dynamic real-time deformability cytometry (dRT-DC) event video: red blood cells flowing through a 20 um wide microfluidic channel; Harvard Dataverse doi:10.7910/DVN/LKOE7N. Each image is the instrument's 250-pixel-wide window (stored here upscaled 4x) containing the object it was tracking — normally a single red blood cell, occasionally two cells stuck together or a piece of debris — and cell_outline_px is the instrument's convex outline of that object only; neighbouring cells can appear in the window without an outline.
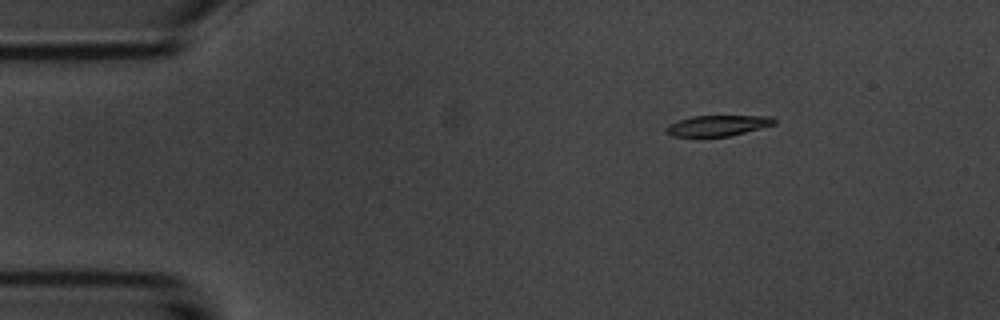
{"species": "common noctule bat (a hibernating species)", "species_latin": "Nyctalus noctula", "temperature_condition": "room temperature", "stored_images_in_passage": 4, "camera_frame_rate_fps": 3000, "um_per_image_px": 0.085, "animal": {"sex": "male", "body_mass_g": 20.1, "forearm_length_mm": 53.5}, "frame": {"image": 1, "passage_image": 1, "time_ms": 0.0, "image_size_px": [1000, 320], "cell_outline_px": [[776, 124], [728, 136], [672, 136], [664, 128], [668, 124], [692, 116], [772, 116], [776, 120]], "centroid_in_image_um": [61.02, 10.66], "position_along_channel_um": 24.0, "area_um2": 12.83}}
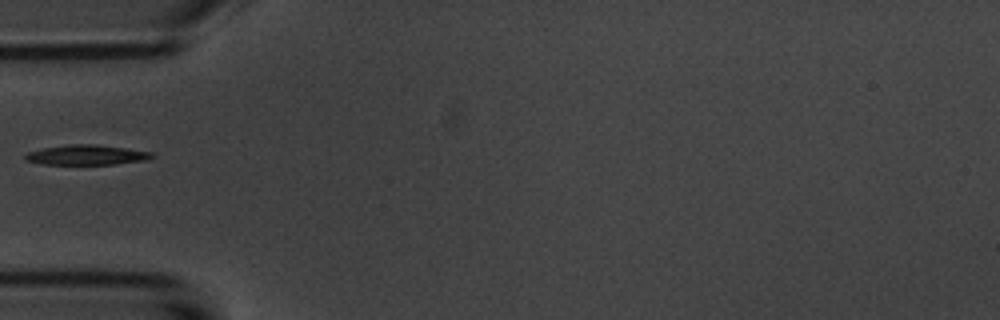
{"frame": {"image": 2, "passage_image": 4, "time_ms": 3.333, "image_size_px": [1000, 320], "cell_outline_px": [[156, 156], [148, 160], [112, 164], [44, 164], [24, 160], [24, 156], [28, 152], [44, 148], [72, 144], [92, 144], [124, 148], [152, 152]], "centroid_in_image_um": [7.38, 13.17], "position_along_channel_um": 77.6, "area_um2": 14.57}}